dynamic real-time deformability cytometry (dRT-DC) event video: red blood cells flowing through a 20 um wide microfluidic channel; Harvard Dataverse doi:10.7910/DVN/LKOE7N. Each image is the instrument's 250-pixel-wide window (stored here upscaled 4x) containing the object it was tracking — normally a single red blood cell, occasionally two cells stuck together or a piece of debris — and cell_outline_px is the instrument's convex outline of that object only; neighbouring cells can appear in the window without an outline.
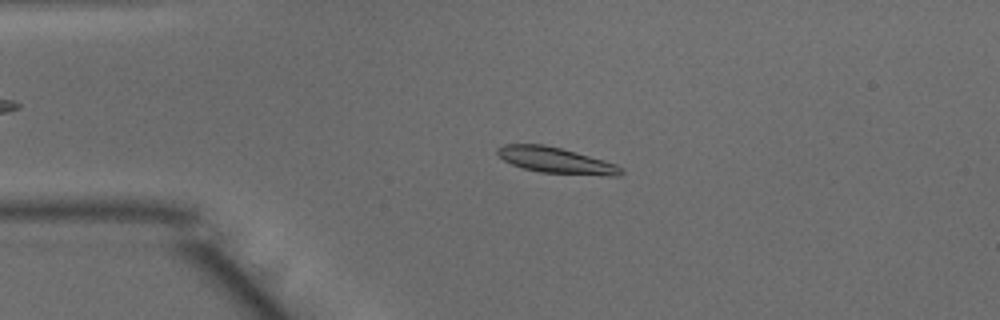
{"species": "common noctule bat (a hibernating species)", "species_latin": "Nyctalus noctula", "temperature_condition": "warm", "stored_images_in_passage": 14, "camera_frame_rate_fps": 3000, "um_per_image_px": 0.085, "animal": {"sex": "male", "body_mass_g": 15.6}, "frame": {"image": 1, "passage_image": 10, "time_ms": 3.0, "image_size_px": [1000, 320], "cell_outline_px": [[624, 172], [620, 176], [608, 176], [540, 172], [524, 168], [512, 164], [504, 160], [496, 152], [496, 148], [504, 144], [544, 144], [576, 152], [604, 160], [616, 164], [624, 168]], "centroid_in_image_um": [47.3, 13.63], "position_along_channel_um": 37.7, "area_um2": 18.73}}